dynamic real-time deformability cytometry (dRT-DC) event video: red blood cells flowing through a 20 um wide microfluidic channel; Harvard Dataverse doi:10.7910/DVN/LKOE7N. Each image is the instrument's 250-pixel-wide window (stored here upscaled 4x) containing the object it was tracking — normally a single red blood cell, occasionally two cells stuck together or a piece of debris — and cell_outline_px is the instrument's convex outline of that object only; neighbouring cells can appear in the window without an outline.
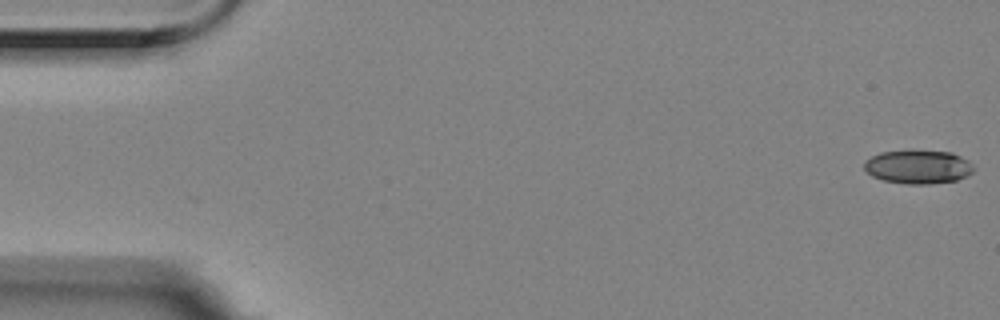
{"species": "Egyptian fruit bat (a non-hibernating species)", "species_latin": "Rousettus aegyptiacus", "temperature_condition": "room temperature", "stored_images_in_passage": 35, "camera_frame_rate_fps": 3000, "um_per_image_px": 0.085, "animal": {"sex": "female"}, "frame": {"image": 1, "passage_image": 1, "time_ms": 0.0, "image_size_px": [1000, 320], "cell_outline_px": [[976, 168], [968, 176], [956, 180], [928, 184], [908, 184], [884, 180], [872, 176], [864, 168], [864, 160], [880, 152], [908, 148], [912, 148], [952, 152], [968, 160]], "centroid_in_image_um": [78.05, 14.13], "position_along_channel_um": 7.0, "area_um2": 22.2}}
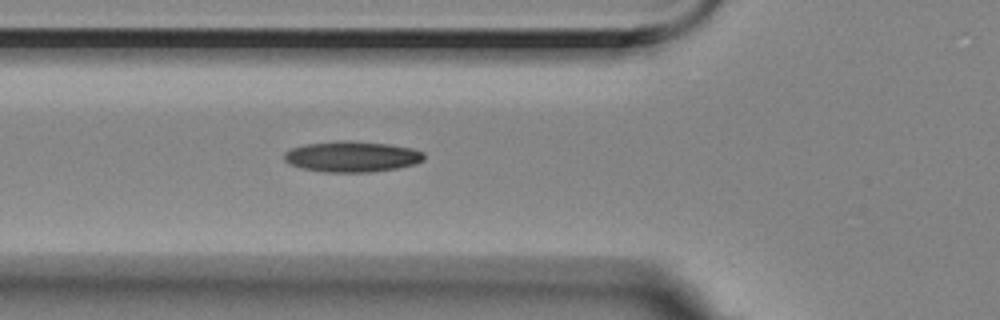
{"frame": {"image": 2, "passage_image": 20, "time_ms": 6.333, "image_size_px": [1000, 320], "cell_outline_px": [[424, 160], [416, 164], [396, 168], [368, 172], [324, 172], [300, 168], [284, 160], [284, 152], [292, 148], [304, 144], [336, 140], [348, 140], [388, 144], [412, 148], [424, 152]], "centroid_in_image_um": [29.91, 13.3], "position_along_channel_um": 95.9, "area_um2": 25.2}}
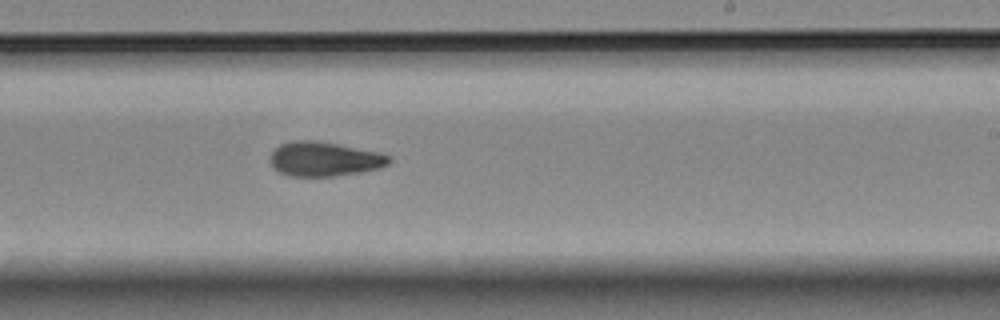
{"frame": {"image": 3, "passage_image": 34, "time_ms": 11.0, "image_size_px": [1000, 320], "cell_outline_px": [[392, 160], [388, 164], [380, 168], [360, 172], [332, 176], [288, 176], [280, 172], [268, 160], [268, 156], [280, 144], [292, 140], [316, 140], [340, 144], [380, 152], [392, 156]], "centroid_in_image_um": [27.58, 13.5], "position_along_channel_um": 261.4, "area_um2": 24.1}}